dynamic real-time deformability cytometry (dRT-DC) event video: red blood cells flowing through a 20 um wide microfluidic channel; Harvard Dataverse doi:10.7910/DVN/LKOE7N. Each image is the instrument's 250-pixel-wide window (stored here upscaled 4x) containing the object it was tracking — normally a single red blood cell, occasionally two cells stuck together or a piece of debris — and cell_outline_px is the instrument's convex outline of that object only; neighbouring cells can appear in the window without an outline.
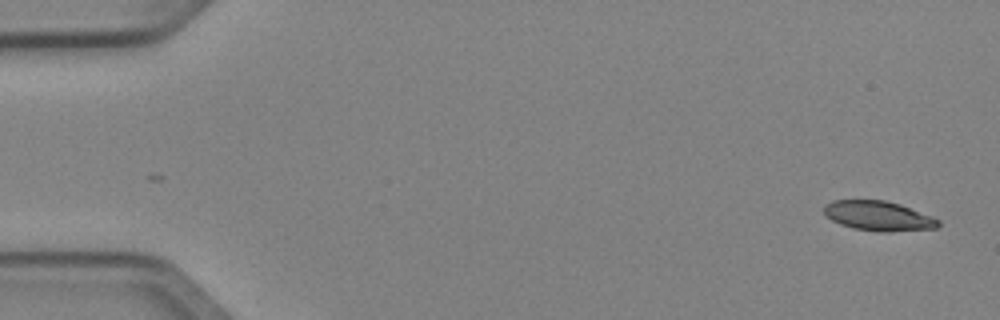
{"species": "Egyptian fruit bat (a non-hibernating species)", "species_latin": "Rousettus aegyptiacus", "temperature_condition": "cold", "stored_images_in_passage": 51, "segment_of_instrument_passage": [1, 2], "camera_frame_rate_fps": 3000, "um_per_image_px": 0.085, "animal": {"sex": "female"}, "frame": {"image": 1, "passage_image": 1, "time_ms": 0.0, "image_size_px": [1000, 320], "cell_outline_px": [[940, 224], [936, 228], [888, 232], [880, 232], [852, 228], [840, 224], [832, 220], [824, 212], [824, 204], [832, 200], [884, 200], [900, 204], [932, 216], [940, 220]], "centroid_in_image_um": [74.67, 18.35], "position_along_channel_um": 10.3, "area_um2": 19.83}}
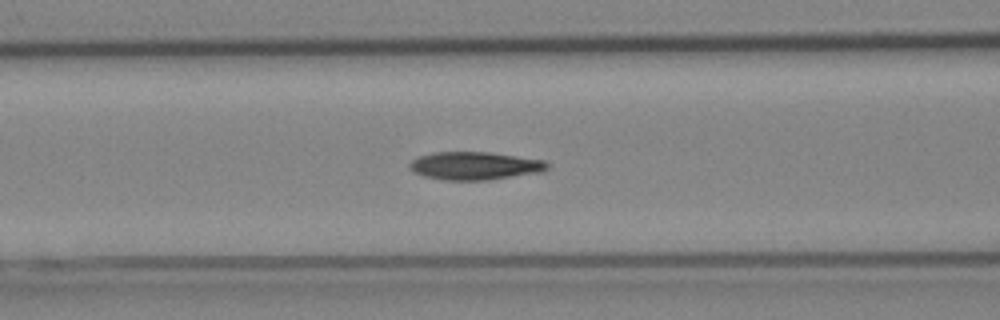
{"frame": {"image": 2, "passage_image": 20, "time_ms": 6.333, "image_size_px": [1000, 320], "cell_outline_px": [[548, 168], [544, 172], [488, 180], [444, 180], [424, 176], [408, 168], [408, 164], [412, 160], [420, 156], [432, 152], [488, 152], [544, 160], [548, 164]], "centroid_in_image_um": [40.37, 14.09], "position_along_channel_um": 126.2, "area_um2": 22.48}}
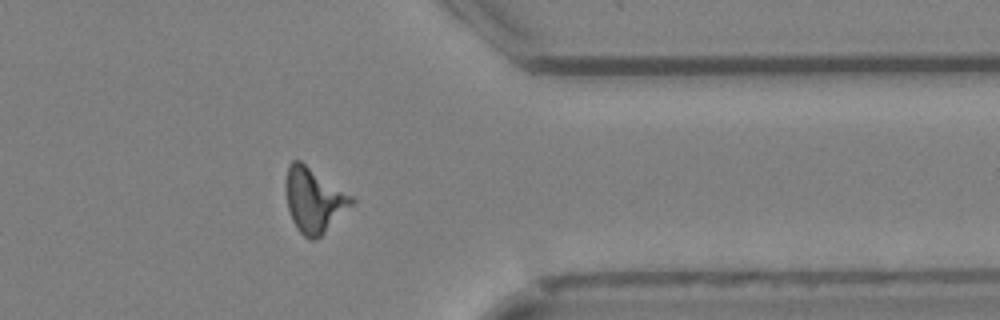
{"frame": {"image": 3, "passage_image": 40, "time_ms": 13.0, "image_size_px": [1000, 320], "cell_outline_px": [[356, 204], [316, 240], [308, 240], [296, 228], [292, 220], [288, 208], [284, 192], [284, 184], [288, 164], [292, 160], [300, 160], [352, 196], [356, 200]], "centroid_in_image_um": [26.68, 17.02], "position_along_channel_um": 384.7, "area_um2": 25.2}}